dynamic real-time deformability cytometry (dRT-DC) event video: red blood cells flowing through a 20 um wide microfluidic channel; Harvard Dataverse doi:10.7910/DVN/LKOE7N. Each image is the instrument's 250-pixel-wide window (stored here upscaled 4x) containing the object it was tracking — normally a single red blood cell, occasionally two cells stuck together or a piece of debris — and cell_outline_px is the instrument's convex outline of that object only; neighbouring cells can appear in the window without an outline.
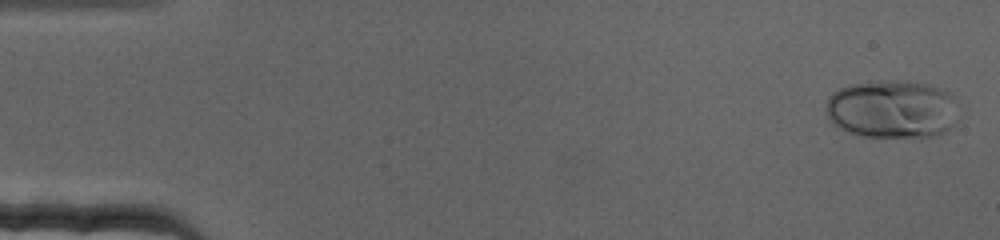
{"species": "human", "species_latin": "Homo sapiens", "temperature_condition": "cold", "stored_images_in_passage": 70, "camera_frame_rate_fps": 3000, "um_per_image_px": 0.085, "donor": {"sex": "female"}, "frame": {"image": 1, "passage_image": 2, "time_ms": 0.333, "image_size_px": [1000, 240], "cell_outline_px": [[956, 120], [944, 132], [936, 136], [856, 136], [832, 124], [824, 112], [824, 108], [828, 96], [832, 92], [848, 84], [876, 80], [908, 80], [928, 84], [944, 88], [952, 96]], "centroid_in_image_um": [75.74, 9.25], "position_along_channel_um": 9.3, "area_um2": 45.49}}
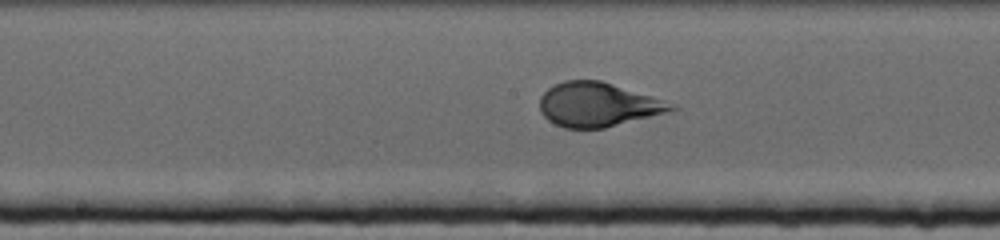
{"frame": {"image": 2, "passage_image": 36, "time_ms": 11.667, "image_size_px": [1000, 240], "cell_outline_px": [[680, 108], [604, 128], [564, 128], [548, 120], [540, 112], [540, 96], [548, 88], [564, 80], [600, 80], [660, 100]], "centroid_in_image_um": [50.71, 8.89], "position_along_channel_um": 197.5, "area_um2": 32.95}}
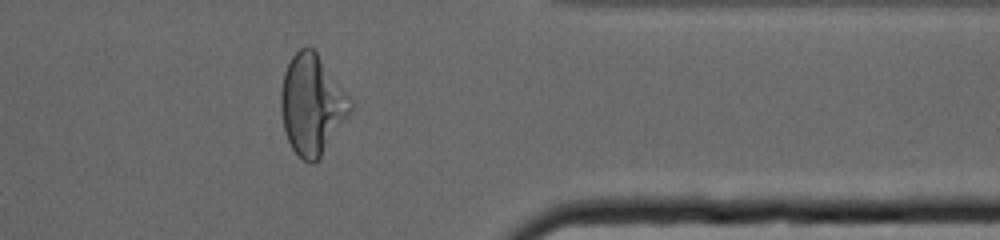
{"frame": {"image": 3, "passage_image": 57, "time_ms": 18.667, "image_size_px": [1000, 240], "cell_outline_px": [[352, 112], [316, 164], [308, 164], [292, 148], [288, 140], [284, 128], [280, 108], [280, 92], [284, 72], [292, 56], [300, 48], [308, 44], [316, 52], [352, 100]], "centroid_in_image_um": [26.52, 8.91], "position_along_channel_um": 384.9, "area_um2": 40.58}}